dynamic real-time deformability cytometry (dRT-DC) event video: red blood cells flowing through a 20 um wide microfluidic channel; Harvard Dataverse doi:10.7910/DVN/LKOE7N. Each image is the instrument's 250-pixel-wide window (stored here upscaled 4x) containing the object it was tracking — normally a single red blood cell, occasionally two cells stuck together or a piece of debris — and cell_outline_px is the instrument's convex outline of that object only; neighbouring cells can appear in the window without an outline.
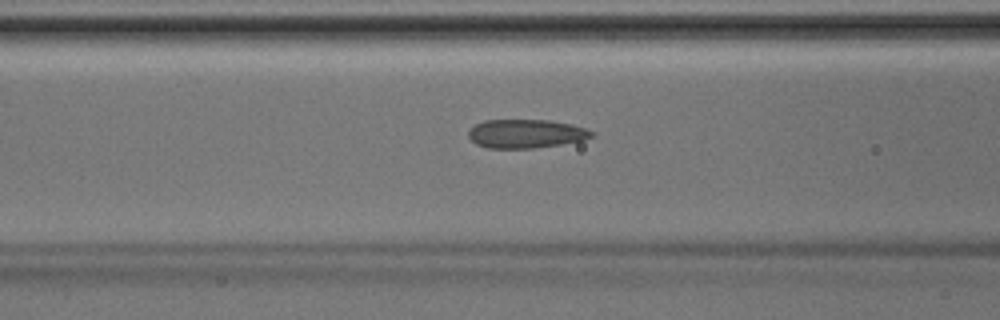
{"species": "Egyptian fruit bat (a non-hibernating species)", "species_latin": "Rousettus aegyptiacus", "temperature_condition": "room temperature", "stored_images_in_passage": 44, "camera_frame_rate_fps": 3000, "um_per_image_px": 0.085, "animal": {"sex": "male"}, "frame": {"image": 1, "passage_image": 18, "time_ms": 5.667, "image_size_px": [1000, 320], "cell_outline_px": [[596, 136], [584, 140], [560, 144], [532, 148], [488, 148], [476, 144], [468, 136], [468, 132], [476, 124], [484, 120], [548, 120], [572, 124], [596, 132]], "centroid_in_image_um": [44.74, 11.36], "position_along_channel_um": 121.9, "area_um2": 20.63}}
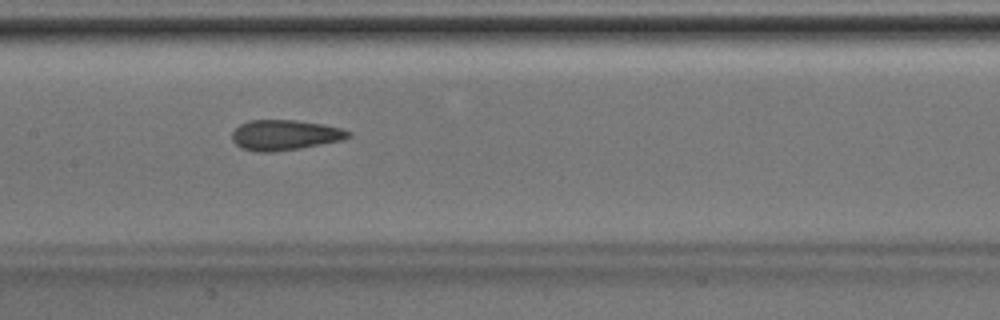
{"frame": {"image": 2, "passage_image": 22, "time_ms": 7.0, "image_size_px": [1000, 320], "cell_outline_px": [[352, 136], [340, 140], [300, 148], [272, 152], [260, 152], [240, 148], [232, 140], [232, 132], [240, 124], [248, 120], [296, 120], [324, 124], [340, 128], [352, 132]], "centroid_in_image_um": [24.19, 11.47], "position_along_channel_um": 183.2, "area_um2": 20.52}}
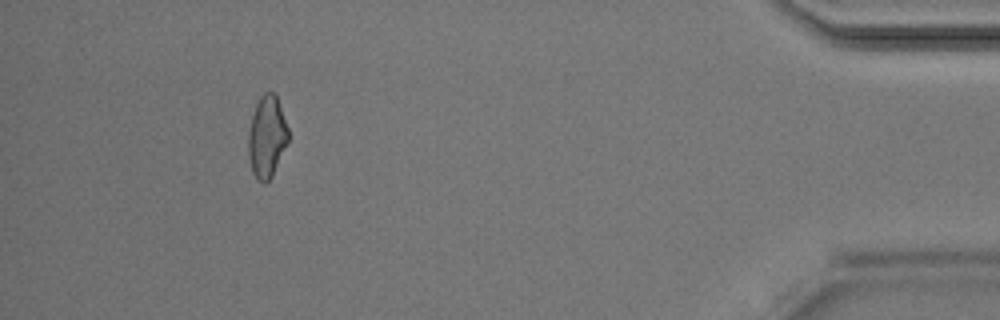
{"frame": {"image": 3, "passage_image": 41, "time_ms": 13.333, "image_size_px": [1000, 320], "cell_outline_px": [[288, 140], [272, 176], [264, 184], [256, 180], [252, 172], [248, 156], [248, 132], [252, 116], [256, 104], [260, 96], [264, 92], [276, 92], [288, 128]], "centroid_in_image_um": [22.67, 11.61], "position_along_channel_um": 412.5, "area_um2": 19.13}}